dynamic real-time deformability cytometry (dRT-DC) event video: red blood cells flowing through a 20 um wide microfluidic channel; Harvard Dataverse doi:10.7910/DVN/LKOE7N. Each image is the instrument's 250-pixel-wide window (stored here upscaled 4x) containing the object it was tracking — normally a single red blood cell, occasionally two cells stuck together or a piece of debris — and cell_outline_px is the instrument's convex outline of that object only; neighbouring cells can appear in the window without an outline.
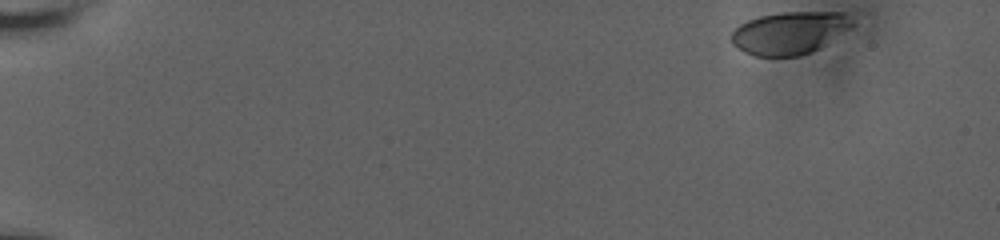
{"species": "human", "species_latin": "Homo sapiens", "temperature_condition": "room temperature", "stored_images_in_passage": 37, "camera_frame_rate_fps": 3000, "um_per_image_px": 0.085, "donor": {"sex": "male"}, "frame": {"image": 1, "passage_image": 1, "time_ms": 0.0, "image_size_px": [1000, 240], "cell_outline_px": [[856, 24], [820, 48], [800, 56], [756, 56], [744, 52], [732, 44], [732, 32], [740, 24], [748, 20], [760, 16], [784, 12], [844, 12]], "centroid_in_image_um": [67.13, 2.79], "position_along_channel_um": 17.9, "area_um2": 29.88}}
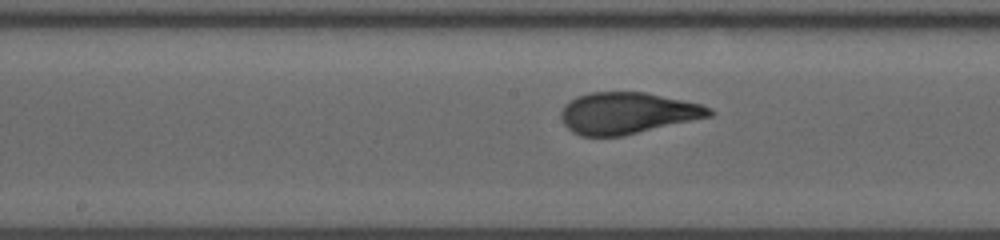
{"frame": {"image": 2, "passage_image": 21, "time_ms": 9.333, "image_size_px": [1000, 240], "cell_outline_px": [[716, 112], [712, 116], [624, 136], [580, 136], [572, 132], [564, 124], [560, 116], [560, 112], [564, 104], [576, 96], [592, 92], [644, 92], [700, 104], [712, 108]], "centroid_in_image_um": [53.31, 9.62], "position_along_channel_um": 194.9, "area_um2": 36.01}}
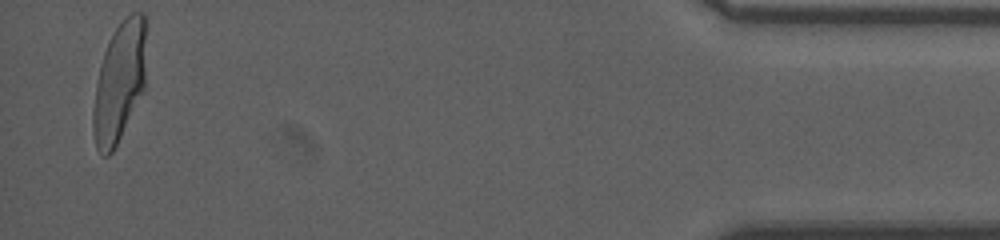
{"frame": {"image": 3, "passage_image": 37, "time_ms": 17.667, "image_size_px": [1000, 240], "cell_outline_px": [[144, 92], [112, 152], [108, 156], [104, 156], [96, 148], [92, 132], [92, 112], [96, 84], [100, 64], [108, 40], [116, 28], [132, 12], [144, 12]], "centroid_in_image_um": [10.11, 7.04], "position_along_channel_um": 425.1, "area_um2": 36.7}, "authors_computed_cell_mechanics": {"area_um2": 35.547, "velocity_mm_per_s": 3.6221, "shape_relaxation_time_tau1_ms": 4.8769, "shape_relaxation_time_tau2_ms": null, "deformation_change_tau1": 0.174, "deformation_change_tau2": null}}